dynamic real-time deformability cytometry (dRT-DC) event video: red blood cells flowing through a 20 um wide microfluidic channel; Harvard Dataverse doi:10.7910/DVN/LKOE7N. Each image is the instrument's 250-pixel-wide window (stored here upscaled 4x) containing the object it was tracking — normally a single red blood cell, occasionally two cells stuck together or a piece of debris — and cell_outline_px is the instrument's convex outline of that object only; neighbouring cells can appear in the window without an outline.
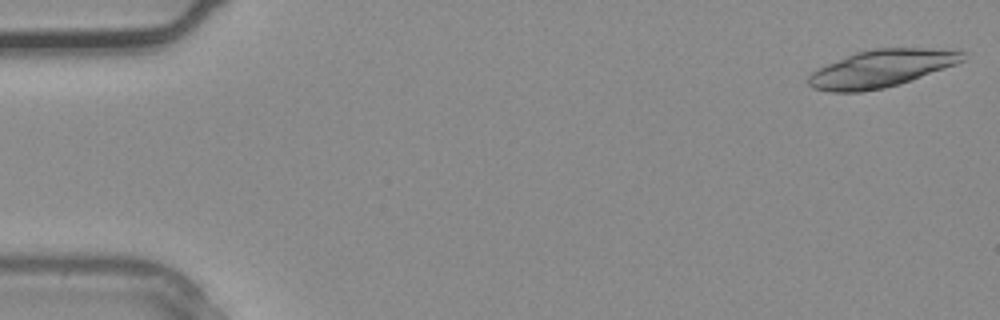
{"species": "common noctule bat (a hibernating species)", "species_latin": "Nyctalus noctula", "temperature_condition": "warm", "stored_images_in_passage": 3, "camera_frame_rate_fps": 3000, "um_per_image_px": 0.085, "animal": {"sex": "male", "body_mass_g": 20.4}, "frame": {"image": 1, "passage_image": 1, "time_ms": 0.0, "image_size_px": [1000, 320], "cell_outline_px": [[964, 60], [956, 64], [900, 84], [884, 88], [860, 92], [828, 92], [812, 88], [808, 84], [808, 76], [816, 68], [856, 52], [872, 48], [928, 48], [964, 52]], "centroid_in_image_um": [74.85, 5.83], "position_along_channel_um": 10.1, "area_um2": 33.52}}